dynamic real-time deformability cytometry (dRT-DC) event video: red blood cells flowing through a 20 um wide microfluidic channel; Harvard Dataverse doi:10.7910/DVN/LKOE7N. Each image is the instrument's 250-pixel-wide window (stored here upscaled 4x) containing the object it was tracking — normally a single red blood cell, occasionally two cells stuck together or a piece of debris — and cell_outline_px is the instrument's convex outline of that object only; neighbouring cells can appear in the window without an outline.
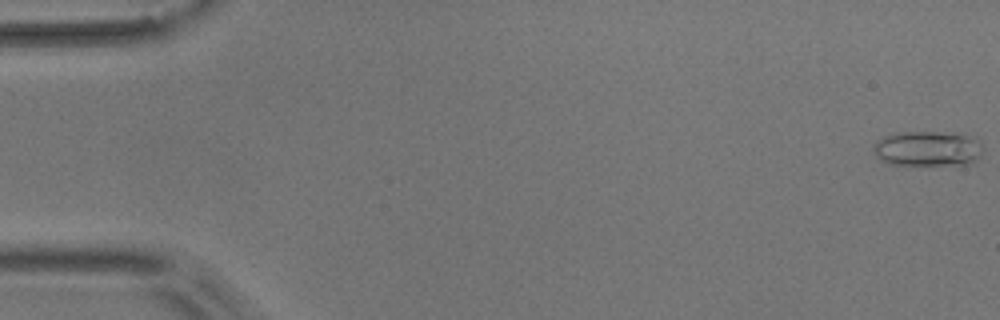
{"species": "common noctule bat (a hibernating species)", "species_latin": "Nyctalus noctula", "temperature_condition": "room temperature", "stored_images_in_passage": 53, "camera_frame_rate_fps": 3000, "um_per_image_px": 0.085, "animal": {"sex": "male", "body_mass_g": 17.9}, "frame": {"image": 1, "passage_image": 1, "time_ms": 0.0, "image_size_px": [1000, 320], "cell_outline_px": [[980, 152], [976, 160], [972, 164], [888, 164], [880, 160], [872, 152], [872, 144], [884, 136], [896, 132], [960, 132], [976, 136], [980, 144]], "centroid_in_image_um": [78.83, 12.6], "position_along_channel_um": 6.2, "area_um2": 22.77}}
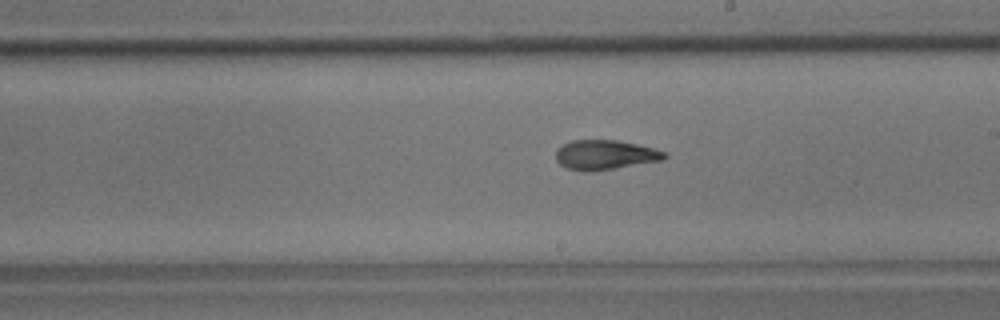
{"frame": {"image": 2, "passage_image": 32, "time_ms": 10.333, "image_size_px": [1000, 320], "cell_outline_px": [[668, 156], [664, 160], [612, 168], [584, 172], [568, 168], [560, 164], [556, 160], [556, 148], [572, 140], [616, 140], [636, 144], [652, 148], [664, 152]], "centroid_in_image_um": [51.4, 13.15], "position_along_channel_um": 237.6, "area_um2": 18.5}}
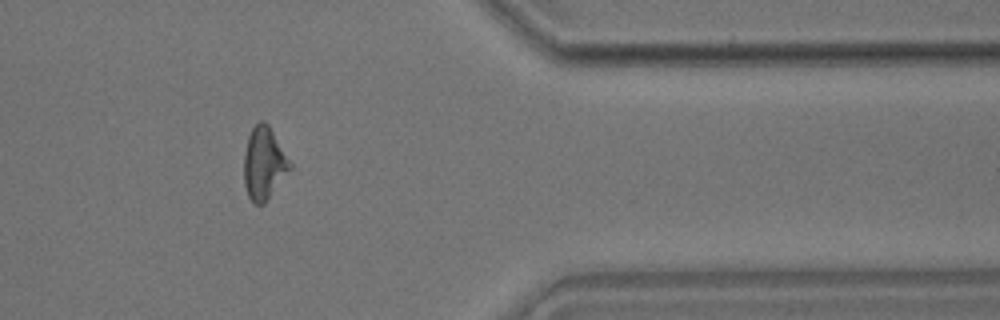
{"frame": {"image": 3, "passage_image": 46, "time_ms": 15.0, "image_size_px": [1000, 320], "cell_outline_px": [[292, 168], [264, 204], [256, 204], [248, 196], [244, 184], [244, 152], [248, 136], [252, 128], [260, 120], [264, 120], [268, 124], [292, 164]], "centroid_in_image_um": [22.43, 13.88], "position_along_channel_um": 389.0, "area_um2": 19.36}}